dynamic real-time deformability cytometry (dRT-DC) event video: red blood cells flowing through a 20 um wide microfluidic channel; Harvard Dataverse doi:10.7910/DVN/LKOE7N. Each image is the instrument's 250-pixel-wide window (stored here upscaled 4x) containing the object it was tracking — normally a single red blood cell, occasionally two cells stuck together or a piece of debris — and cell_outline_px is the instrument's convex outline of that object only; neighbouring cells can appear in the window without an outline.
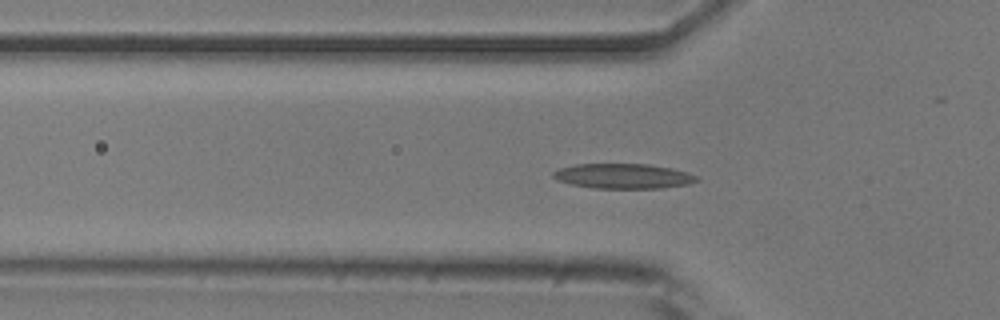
{"species": "common noctule bat (a hibernating species)", "species_latin": "Nyctalus noctula", "temperature_condition": "room temperature", "stored_images_in_passage": 44, "camera_frame_rate_fps": 3000, "um_per_image_px": 0.085, "animal": {"sex": "male", "body_mass_g": 20.5, "forearm_length_mm": 52.5}, "frame": {"image": 1, "passage_image": 16, "time_ms": 5.0, "image_size_px": [1000, 320], "cell_outline_px": [[700, 180], [688, 184], [660, 188], [592, 188], [572, 184], [556, 180], [552, 176], [552, 172], [560, 168], [576, 164], [648, 164], [672, 168], [688, 172], [696, 176]], "centroid_in_image_um": [52.97, 14.97], "position_along_channel_um": 72.8, "area_um2": 20.87}}
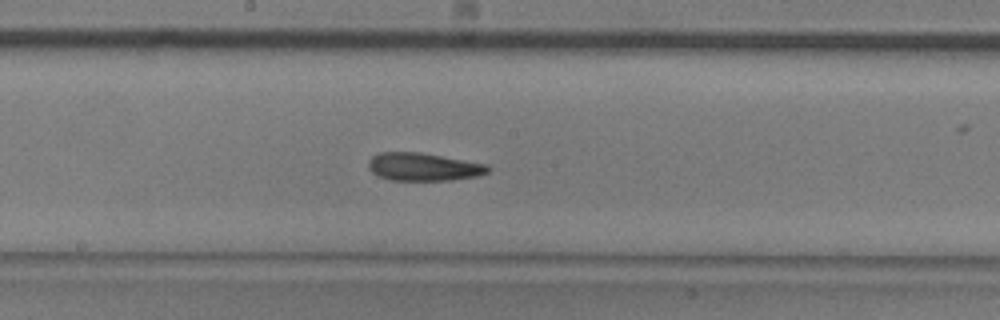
{"frame": {"image": 2, "passage_image": 27, "time_ms": 8.667, "image_size_px": [1000, 320], "cell_outline_px": [[492, 168], [488, 172], [476, 176], [452, 180], [392, 180], [380, 176], [372, 172], [368, 168], [368, 160], [372, 156], [380, 152], [420, 152], [488, 164]], "centroid_in_image_um": [36.0, 14.17], "position_along_channel_um": 212.2, "area_um2": 19.48}}
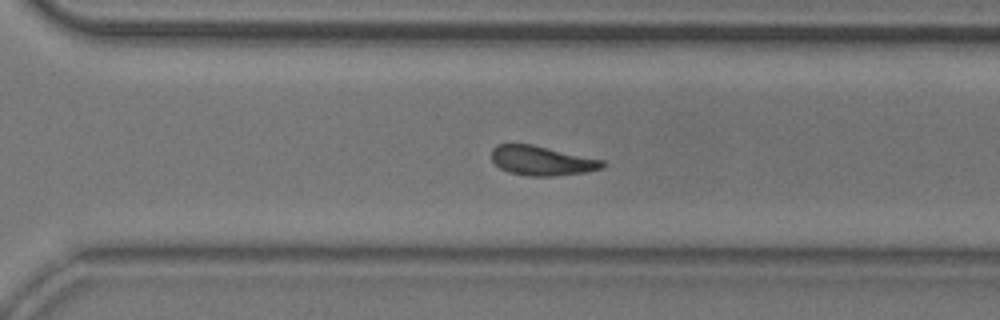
{"frame": {"image": 3, "passage_image": 36, "time_ms": 11.667, "image_size_px": [1000, 320], "cell_outline_px": [[604, 168], [584, 172], [552, 176], [528, 176], [508, 172], [500, 168], [492, 160], [492, 148], [496, 144], [532, 144], [604, 160]], "centroid_in_image_um": [46.04, 13.65], "position_along_channel_um": 324.6, "area_um2": 19.02}, "authors_computed_cell_mechanics": {"area_um2": 19.4497, "velocity_mm_per_s": 3.7774, "shape_relaxation_time_tau1_ms": 7.9165, "shape_relaxation_time_tau2_ms": 7.8364, "deformation_change_tau1": 0.1946, "deformation_change_tau2": 0.1887}}